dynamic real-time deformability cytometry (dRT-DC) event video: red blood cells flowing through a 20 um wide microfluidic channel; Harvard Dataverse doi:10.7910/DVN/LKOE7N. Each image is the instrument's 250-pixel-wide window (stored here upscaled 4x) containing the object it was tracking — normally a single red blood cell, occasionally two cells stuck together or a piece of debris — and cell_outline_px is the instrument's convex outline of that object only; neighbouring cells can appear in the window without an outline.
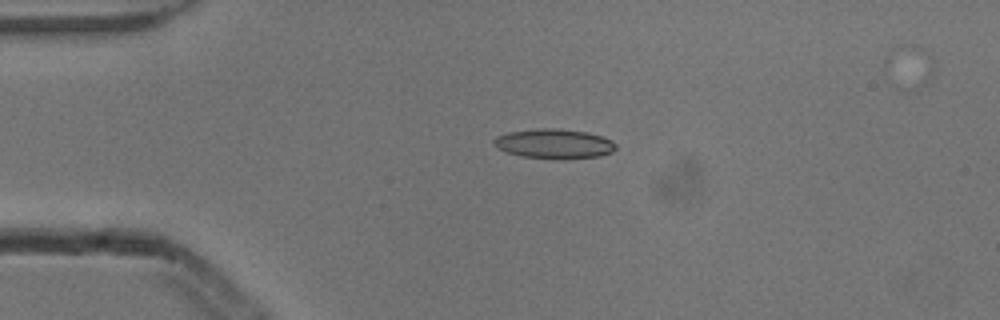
{"species": "common noctule bat (a hibernating species)", "species_latin": "Nyctalus noctula", "temperature_condition": "cold", "stored_images_in_passage": 3, "camera_frame_rate_fps": 3000, "um_per_image_px": 0.085, "animal": {"sex": "male", "body_mass_g": 13.3}, "frame": {"image": 1, "passage_image": 1, "time_ms": 0.0, "image_size_px": [1000, 320], "cell_outline_px": [[616, 148], [612, 152], [600, 156], [520, 156], [508, 152], [500, 148], [492, 140], [496, 136], [508, 132], [536, 128], [556, 128], [588, 132], [612, 140], [616, 144]], "centroid_in_image_um": [47.1, 12.15], "position_along_channel_um": 37.9, "area_um2": 20.06}}
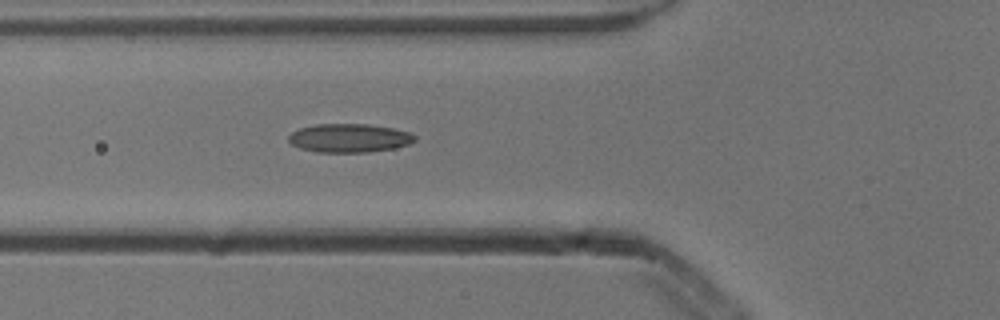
{"frame": {"image": 2, "passage_image": 3, "time_ms": 0.667, "image_size_px": [1000, 320], "cell_outline_px": [[416, 140], [408, 144], [392, 148], [368, 152], [316, 152], [300, 148], [292, 144], [288, 140], [288, 136], [292, 132], [300, 128], [316, 124], [368, 124], [392, 128], [408, 132], [416, 136]], "centroid_in_image_um": [29.66, 11.73], "position_along_channel_um": 96.1, "area_um2": 20.92}}